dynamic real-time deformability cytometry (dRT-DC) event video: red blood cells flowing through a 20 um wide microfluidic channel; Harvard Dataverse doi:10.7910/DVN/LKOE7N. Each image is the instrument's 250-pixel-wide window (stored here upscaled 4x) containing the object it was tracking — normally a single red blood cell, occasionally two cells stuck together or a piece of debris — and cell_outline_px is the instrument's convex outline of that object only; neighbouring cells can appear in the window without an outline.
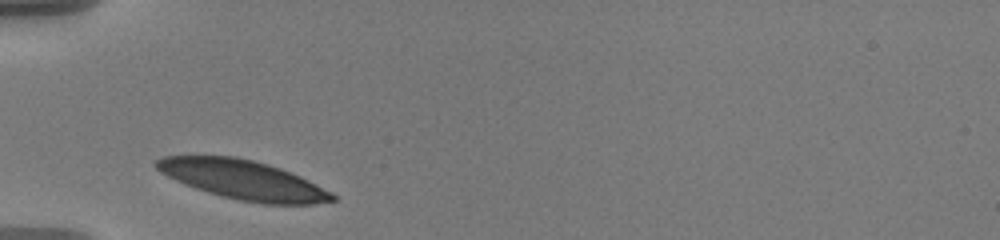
{"species": "human", "species_latin": "Homo sapiens", "temperature_condition": "warm", "stored_images_in_passage": 4, "camera_frame_rate_fps": 3000, "um_per_image_px": 0.085, "donor": {"sex": "male"}, "frame": {"image": 1, "passage_image": 1, "time_ms": 0.0, "image_size_px": [1000, 240], "cell_outline_px": [[336, 200], [312, 204], [264, 204], [240, 200], [208, 192], [184, 184], [160, 172], [156, 168], [156, 160], [164, 156], [236, 156], [268, 164], [280, 168], [300, 176], [332, 192], [336, 196]], "centroid_in_image_um": [20.68, 15.28], "position_along_channel_um": 64.3, "area_um2": 39.82}}
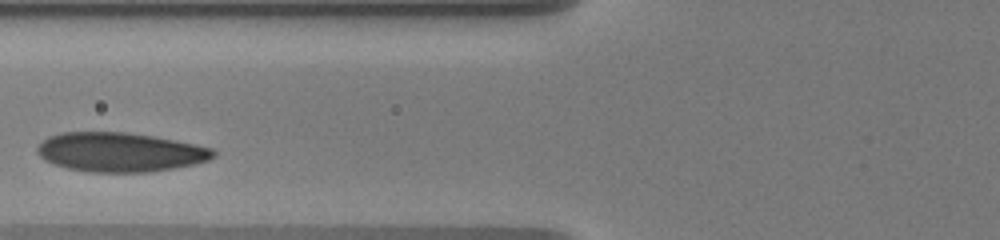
{"frame": {"image": 2, "passage_image": 3, "time_ms": 1.667, "image_size_px": [1000, 240], "cell_outline_px": [[216, 156], [208, 160], [176, 168], [148, 172], [88, 172], [68, 168], [52, 164], [44, 160], [36, 152], [36, 148], [48, 136], [64, 132], [124, 132], [152, 136], [196, 144], [212, 148], [216, 152]], "centroid_in_image_um": [10.19, 12.94], "position_along_channel_um": 115.6, "area_um2": 40.29}}